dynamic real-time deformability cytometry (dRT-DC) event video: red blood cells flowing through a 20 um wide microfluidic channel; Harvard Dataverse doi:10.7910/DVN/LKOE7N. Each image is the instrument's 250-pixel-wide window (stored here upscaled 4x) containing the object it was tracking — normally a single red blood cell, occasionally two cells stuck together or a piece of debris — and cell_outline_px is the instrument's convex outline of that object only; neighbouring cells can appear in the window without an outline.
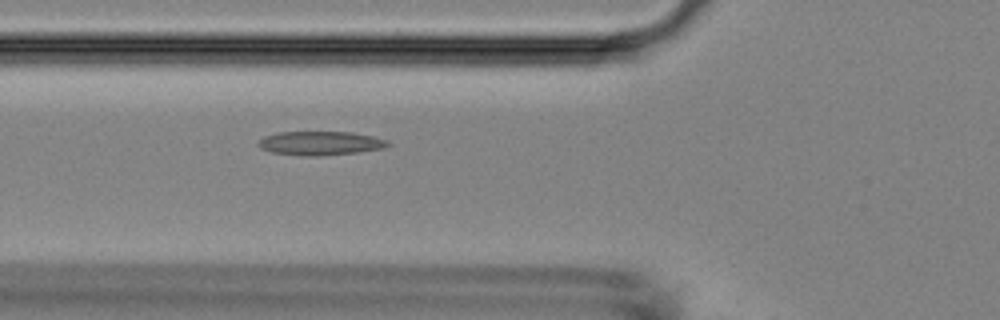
{"species": "Egyptian fruit bat (a non-hibernating species)", "species_latin": "Rousettus aegyptiacus", "temperature_condition": "room temperature", "stored_images_in_passage": 21, "camera_frame_rate_fps": 3000, "um_per_image_px": 0.085, "animal": {"sex": "female"}, "frame": {"image": 1, "passage_image": 20, "time_ms": 6.333, "image_size_px": [1000, 320], "cell_outline_px": [[392, 144], [384, 148], [356, 152], [320, 156], [304, 156], [272, 152], [260, 148], [256, 144], [264, 136], [276, 132], [352, 132], [372, 136], [388, 140]], "centroid_in_image_um": [27.22, 12.17], "position_along_channel_um": 98.6, "area_um2": 18.09}}